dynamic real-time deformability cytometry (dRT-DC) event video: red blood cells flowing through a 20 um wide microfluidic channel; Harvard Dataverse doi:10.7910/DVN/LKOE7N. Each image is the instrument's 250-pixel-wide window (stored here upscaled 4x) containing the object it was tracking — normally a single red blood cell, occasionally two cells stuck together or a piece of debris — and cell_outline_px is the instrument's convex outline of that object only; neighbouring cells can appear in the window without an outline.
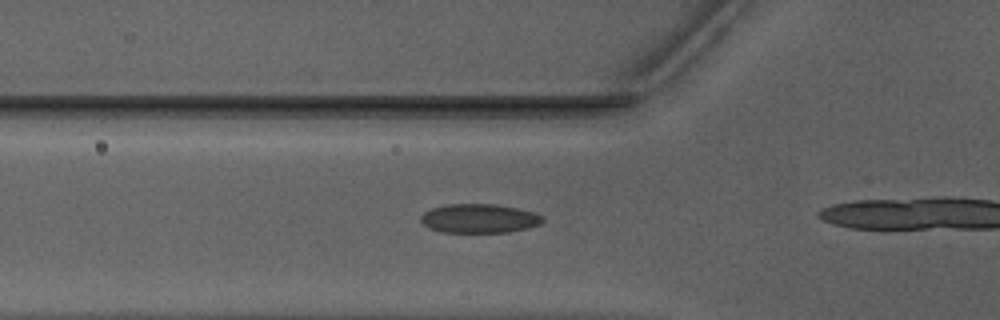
{"species": "Egyptian fruit bat (a non-hibernating species)", "species_latin": "Rousettus aegyptiacus", "temperature_condition": "warm", "stored_images_in_passage": 8, "camera_frame_rate_fps": 3000, "um_per_image_px": 0.085, "animal": {"sex": "male"}, "frame": {"image": 1, "passage_image": 4, "time_ms": 1.0, "image_size_px": [1000, 320], "cell_outline_px": [[544, 220], [540, 224], [528, 228], [508, 232], [440, 232], [428, 228], [420, 220], [420, 216], [424, 212], [432, 208], [444, 204], [496, 204], [536, 212], [544, 216]], "centroid_in_image_um": [40.74, 18.56], "position_along_channel_um": 85.1, "area_um2": 20.81}}
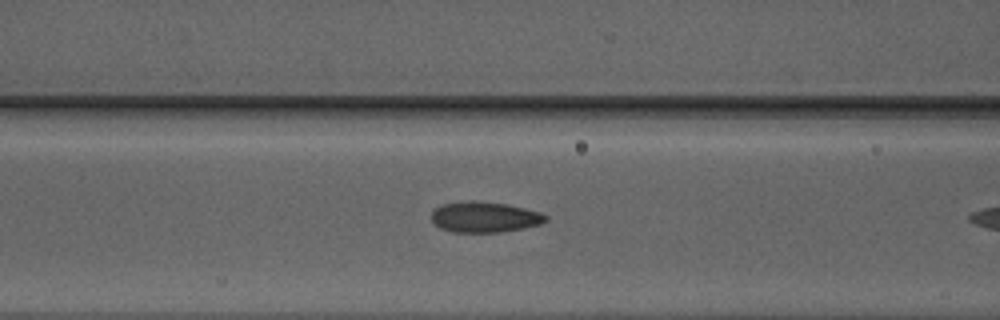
{"frame": {"image": 2, "passage_image": 7, "time_ms": 2.0, "image_size_px": [1000, 320], "cell_outline_px": [[548, 220], [540, 224], [524, 228], [500, 232], [452, 232], [440, 228], [432, 220], [432, 208], [440, 204], [468, 200], [472, 200], [508, 204], [540, 212], [548, 216]], "centroid_in_image_um": [41.17, 18.44], "position_along_channel_um": 125.4, "area_um2": 20.63}}